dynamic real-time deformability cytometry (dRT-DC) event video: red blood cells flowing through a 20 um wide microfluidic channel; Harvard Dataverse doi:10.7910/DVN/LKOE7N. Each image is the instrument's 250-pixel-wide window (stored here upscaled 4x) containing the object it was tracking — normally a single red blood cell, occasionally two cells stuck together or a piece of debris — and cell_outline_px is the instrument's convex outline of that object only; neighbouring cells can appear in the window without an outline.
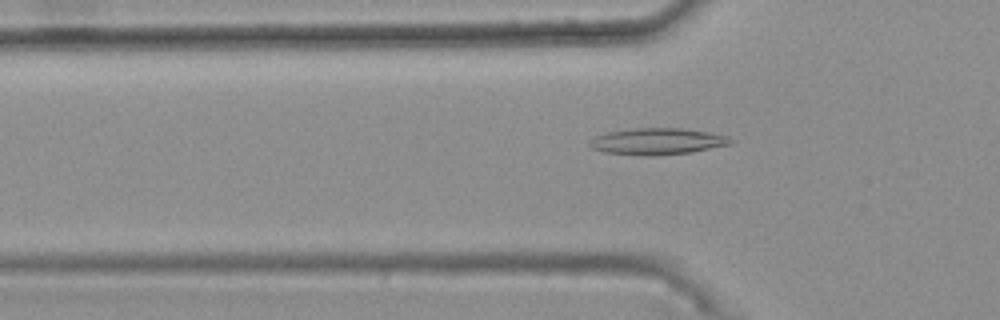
{"species": "common noctule bat (a hibernating species)", "species_latin": "Nyctalus noctula", "temperature_condition": "warm", "stored_images_in_passage": 48, "camera_frame_rate_fps": 3000, "um_per_image_px": 0.085, "animal": {"sex": "female", "body_mass_g": 25.1}, "frame": {"image": 1, "passage_image": 17, "time_ms": 5.333, "image_size_px": [1000, 320], "cell_outline_px": [[732, 144], [692, 152], [644, 156], [604, 152], [592, 148], [588, 144], [596, 136], [608, 132], [636, 128], [680, 128], [708, 132], [728, 136], [732, 140]], "centroid_in_image_um": [55.89, 12.02], "position_along_channel_um": 69.9, "area_um2": 21.56}}
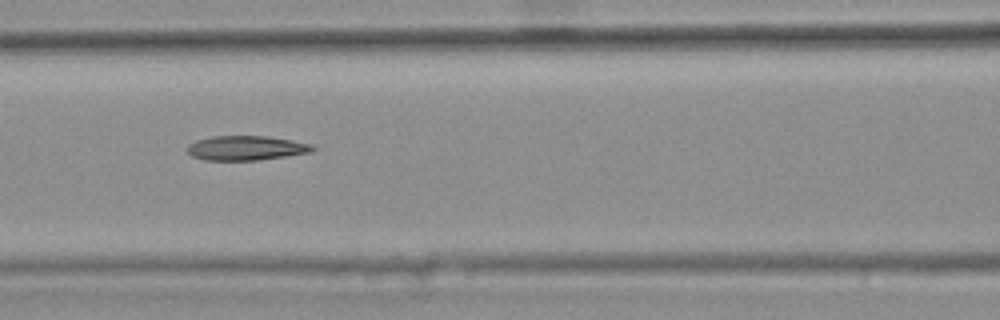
{"frame": {"image": 2, "passage_image": 23, "time_ms": 7.333, "image_size_px": [1000, 320], "cell_outline_px": [[316, 148], [312, 152], [256, 160], [204, 160], [192, 156], [188, 152], [188, 144], [196, 140], [212, 136], [268, 136], [312, 144]], "centroid_in_image_um": [20.91, 12.57], "position_along_channel_um": 145.7, "area_um2": 17.8}}
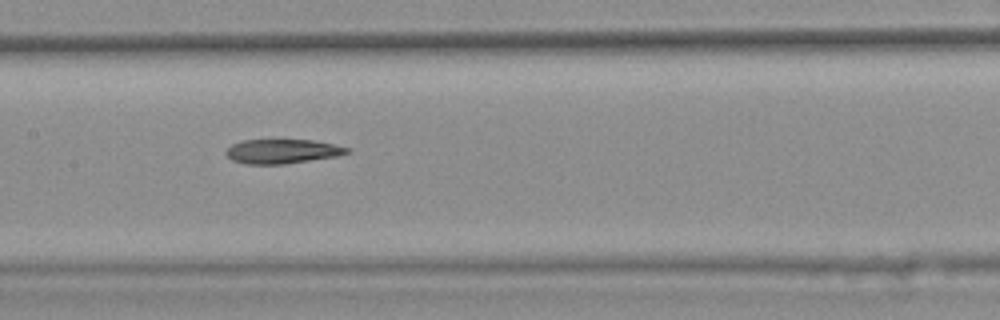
{"frame": {"image": 3, "passage_image": 26, "time_ms": 8.333, "image_size_px": [1000, 320], "cell_outline_px": [[352, 148], [348, 152], [336, 156], [284, 164], [244, 164], [232, 160], [224, 152], [232, 144], [240, 140], [312, 140]], "centroid_in_image_um": [23.95, 12.86], "position_along_channel_um": 183.4, "area_um2": 17.05}}